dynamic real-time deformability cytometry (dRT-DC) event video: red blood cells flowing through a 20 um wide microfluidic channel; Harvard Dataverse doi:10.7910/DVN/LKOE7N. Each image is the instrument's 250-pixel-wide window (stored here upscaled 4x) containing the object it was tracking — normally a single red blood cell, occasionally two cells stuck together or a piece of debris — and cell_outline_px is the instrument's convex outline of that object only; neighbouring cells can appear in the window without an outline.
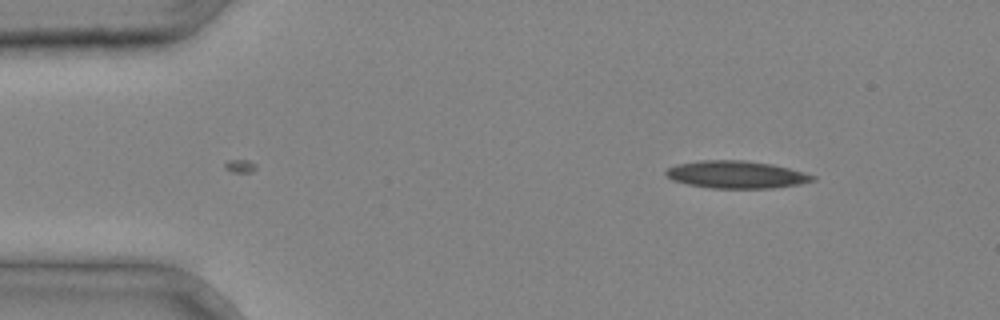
{"species": "common noctule bat (a hibernating species)", "species_latin": "Nyctalus noctula", "temperature_condition": "cold", "stored_images_in_passage": 2, "camera_frame_rate_fps": 3000, "um_per_image_px": 0.085, "animal": {"sex": "male", "body_mass_g": 20.4}, "frame": {"image": 1, "passage_image": 2, "time_ms": 0.333, "image_size_px": [1000, 320], "cell_outline_px": [[816, 180], [800, 184], [772, 188], [712, 188], [688, 184], [672, 180], [664, 172], [668, 168], [676, 164], [700, 160], [744, 160], [772, 164], [804, 172], [816, 176]], "centroid_in_image_um": [62.6, 14.83], "position_along_channel_um": 22.4, "area_um2": 23.47}}